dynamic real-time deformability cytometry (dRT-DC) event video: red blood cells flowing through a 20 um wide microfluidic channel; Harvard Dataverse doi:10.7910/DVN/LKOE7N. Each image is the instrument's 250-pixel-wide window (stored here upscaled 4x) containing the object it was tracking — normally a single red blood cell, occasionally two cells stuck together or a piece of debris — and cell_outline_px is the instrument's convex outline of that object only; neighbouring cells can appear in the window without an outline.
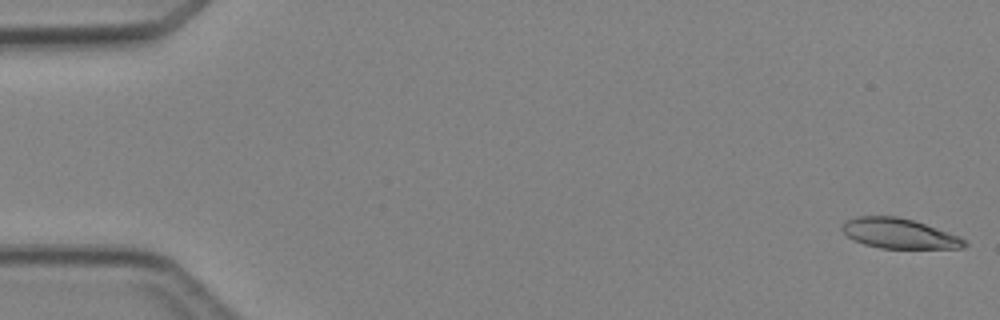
{"species": "Egyptian fruit bat (a non-hibernating species)", "species_latin": "Rousettus aegyptiacus", "temperature_condition": "cold", "stored_images_in_passage": 6, "camera_frame_rate_fps": 3000, "um_per_image_px": 0.085, "animal": {"sex": "female"}, "frame": {"image": 1, "passage_image": 1, "time_ms": 0.0, "image_size_px": [1000, 320], "cell_outline_px": [[968, 244], [964, 248], [880, 248], [864, 244], [848, 236], [840, 228], [848, 220], [860, 216], [896, 216], [912, 220], [960, 236]], "centroid_in_image_um": [76.45, 19.85], "position_along_channel_um": 8.6, "area_um2": 21.04}}
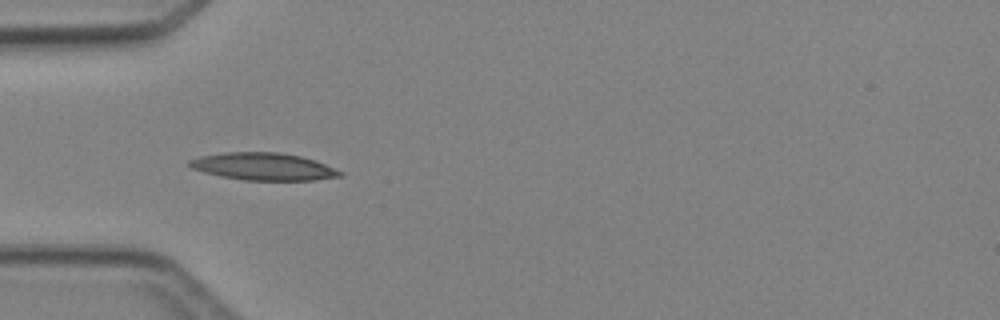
{"frame": {"image": 2, "passage_image": 5, "time_ms": 4.667, "image_size_px": [1000, 320], "cell_outline_px": [[344, 176], [312, 180], [244, 180], [220, 176], [204, 172], [192, 168], [188, 164], [188, 160], [200, 156], [228, 152], [276, 152], [300, 156], [316, 160], [344, 172]], "centroid_in_image_um": [22.42, 14.16], "position_along_channel_um": 62.6, "area_um2": 23.99}}
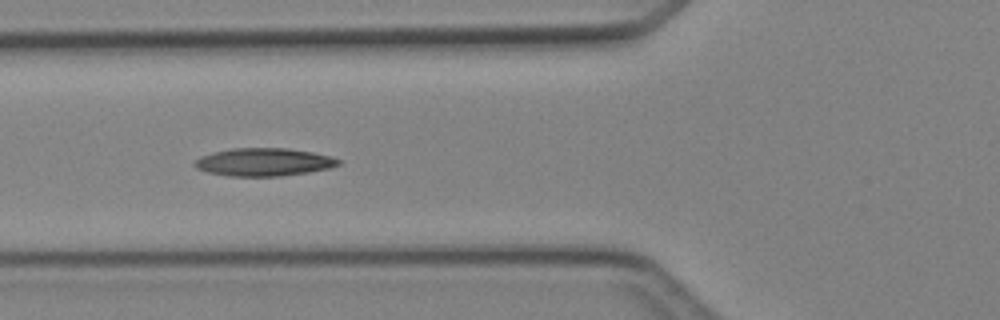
{"frame": {"image": 3, "passage_image": 6, "time_ms": 5.667, "image_size_px": [1000, 320], "cell_outline_px": [[340, 164], [328, 168], [308, 172], [276, 176], [228, 176], [208, 172], [196, 168], [192, 164], [200, 156], [212, 152], [232, 148], [288, 148], [312, 152], [332, 156], [340, 160]], "centroid_in_image_um": [22.39, 13.77], "position_along_channel_um": 103.4, "area_um2": 23.35}}